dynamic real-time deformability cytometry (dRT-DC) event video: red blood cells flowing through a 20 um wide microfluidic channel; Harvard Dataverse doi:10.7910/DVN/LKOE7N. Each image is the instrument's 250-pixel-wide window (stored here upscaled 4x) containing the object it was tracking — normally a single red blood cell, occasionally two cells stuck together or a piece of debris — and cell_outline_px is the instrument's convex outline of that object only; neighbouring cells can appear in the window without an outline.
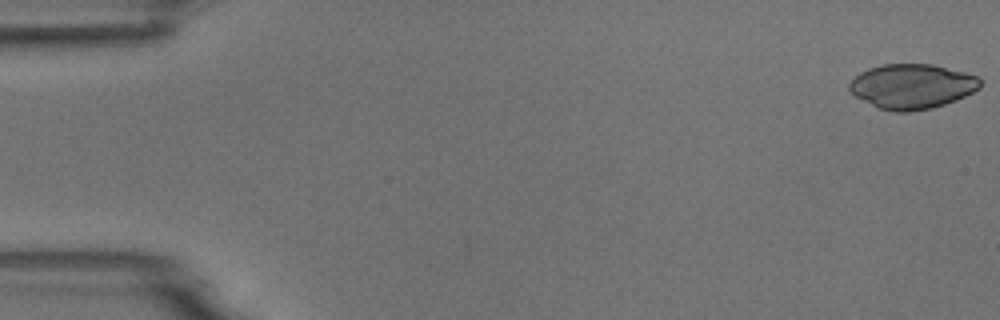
{"species": "common noctule bat (a hibernating species)", "species_latin": "Nyctalus noctula", "temperature_condition": "room temperature", "stored_images_in_passage": 54, "camera_frame_rate_fps": 3000, "um_per_image_px": 0.085, "animal": {"sex": "male", "body_mass_g": 18.8}, "frame": {"image": 1, "passage_image": 1, "time_ms": 0.0, "image_size_px": [1000, 320], "cell_outline_px": [[980, 88], [956, 100], [932, 108], [908, 112], [892, 112], [880, 108], [856, 96], [848, 88], [848, 84], [860, 72], [868, 68], [884, 64], [932, 64], [980, 76]], "centroid_in_image_um": [77.53, 7.33], "position_along_channel_um": 7.5, "area_um2": 33.99}}